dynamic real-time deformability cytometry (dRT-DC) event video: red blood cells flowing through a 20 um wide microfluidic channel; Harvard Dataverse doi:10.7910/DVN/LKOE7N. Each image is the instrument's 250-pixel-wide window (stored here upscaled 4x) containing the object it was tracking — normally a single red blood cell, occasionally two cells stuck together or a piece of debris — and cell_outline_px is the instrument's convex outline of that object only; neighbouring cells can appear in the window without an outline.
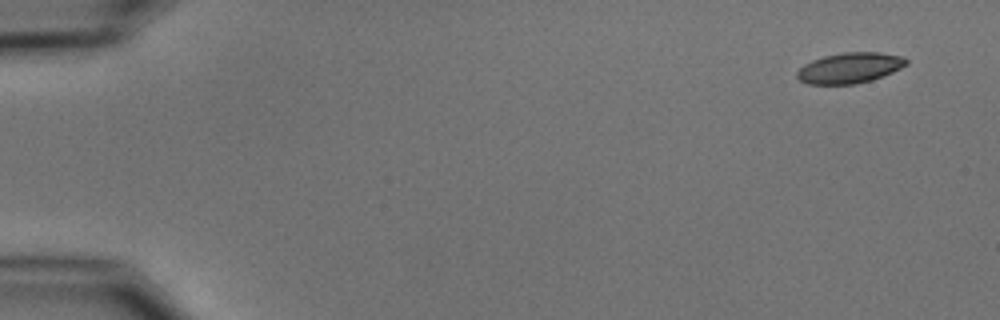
{"species": "common noctule bat (a hibernating species)", "species_latin": "Nyctalus noctula", "temperature_condition": "cold", "stored_images_in_passage": 6, "camera_frame_rate_fps": 3000, "um_per_image_px": 0.085, "animal": {"sex": "male", "body_mass_g": 15.6}, "frame": {"image": 1, "passage_image": 1, "time_ms": 0.0, "image_size_px": [1000, 320], "cell_outline_px": [[908, 64], [892, 72], [872, 80], [856, 84], [808, 84], [800, 80], [796, 76], [796, 72], [804, 64], [812, 60], [824, 56], [844, 52], [880, 52], [904, 56], [908, 60]], "centroid_in_image_um": [72.24, 5.76], "position_along_channel_um": 12.8, "area_um2": 19.54}}
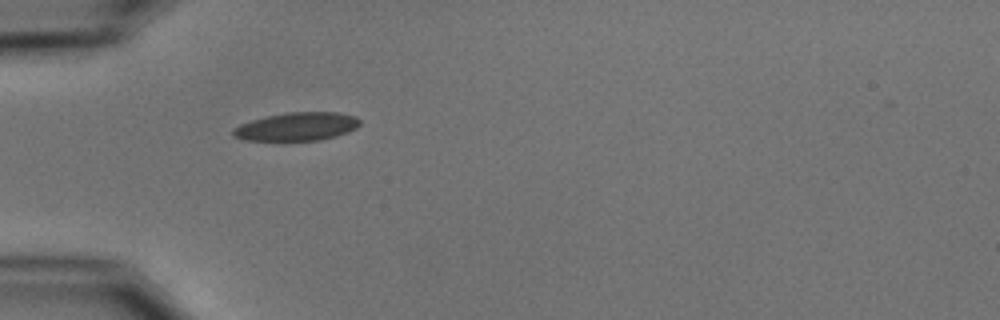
{"frame": {"image": 2, "passage_image": 5, "time_ms": 4.667, "image_size_px": [1000, 320], "cell_outline_px": [[360, 124], [356, 128], [348, 132], [336, 136], [320, 140], [248, 140], [232, 136], [232, 128], [240, 124], [252, 120], [268, 116], [288, 112], [340, 112], [356, 116], [360, 120]], "centroid_in_image_um": [25.26, 10.75], "position_along_channel_um": 59.7, "area_um2": 20.87}}